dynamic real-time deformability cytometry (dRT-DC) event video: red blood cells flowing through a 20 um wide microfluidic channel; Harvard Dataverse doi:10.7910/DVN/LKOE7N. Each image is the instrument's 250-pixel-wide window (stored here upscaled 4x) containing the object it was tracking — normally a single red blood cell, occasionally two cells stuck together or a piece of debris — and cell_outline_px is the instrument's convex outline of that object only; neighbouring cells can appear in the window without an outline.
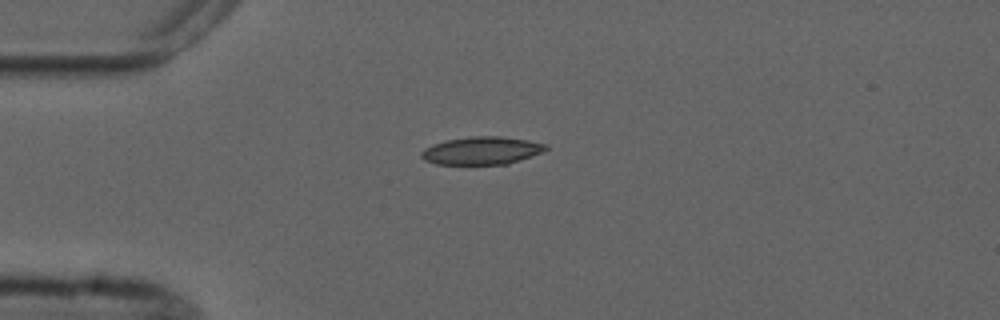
{"species": "common noctule bat (a hibernating species)", "species_latin": "Nyctalus noctula", "temperature_condition": "cold", "stored_images_in_passage": 5, "camera_frame_rate_fps": 3000, "um_per_image_px": 0.085, "animal": {"sex": "male", "forearm_length_mm": 52.5}, "frame": {"image": 1, "passage_image": 1, "time_ms": 0.0, "image_size_px": [1000, 320], "cell_outline_px": [[548, 148], [532, 156], [508, 164], [436, 164], [424, 160], [420, 156], [420, 152], [424, 148], [432, 144], [444, 140], [468, 136], [500, 136], [528, 140], [548, 144]], "centroid_in_image_um": [40.91, 12.79], "position_along_channel_um": 44.1, "area_um2": 20.35}}
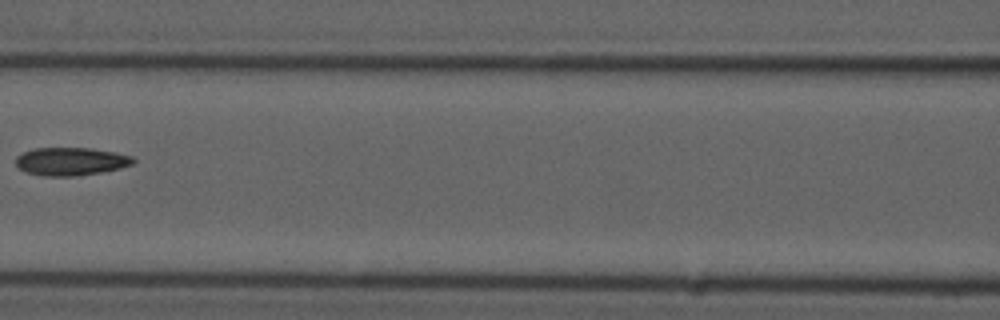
{"frame": {"image": 2, "passage_image": 4, "time_ms": 3.667, "image_size_px": [1000, 320], "cell_outline_px": [[136, 160], [132, 164], [120, 168], [100, 172], [76, 176], [44, 176], [28, 172], [20, 168], [16, 164], [16, 156], [24, 152], [36, 148], [92, 148], [116, 152], [132, 156]], "centroid_in_image_um": [6.05, 13.71], "position_along_channel_um": 160.6, "area_um2": 19.07}}
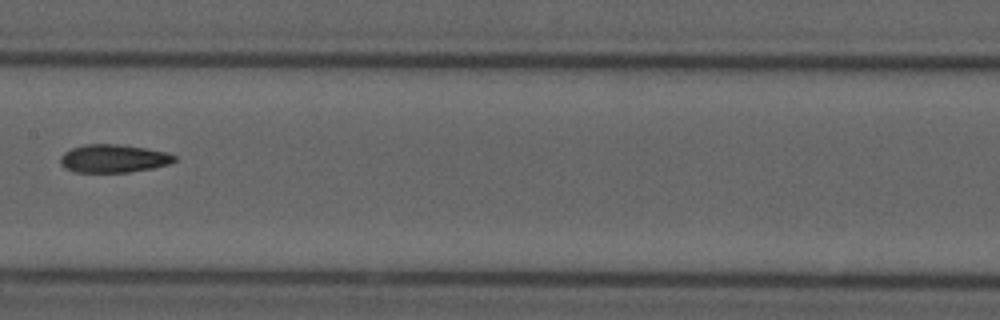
{"frame": {"image": 3, "passage_image": 5, "time_ms": 4.667, "image_size_px": [1000, 320], "cell_outline_px": [[176, 160], [168, 164], [152, 168], [128, 172], [76, 172], [64, 168], [60, 164], [60, 156], [64, 152], [72, 148], [84, 144], [116, 144], [144, 148], [168, 152], [176, 156]], "centroid_in_image_um": [9.62, 13.47], "position_along_channel_um": 197.8, "area_um2": 18.67}}